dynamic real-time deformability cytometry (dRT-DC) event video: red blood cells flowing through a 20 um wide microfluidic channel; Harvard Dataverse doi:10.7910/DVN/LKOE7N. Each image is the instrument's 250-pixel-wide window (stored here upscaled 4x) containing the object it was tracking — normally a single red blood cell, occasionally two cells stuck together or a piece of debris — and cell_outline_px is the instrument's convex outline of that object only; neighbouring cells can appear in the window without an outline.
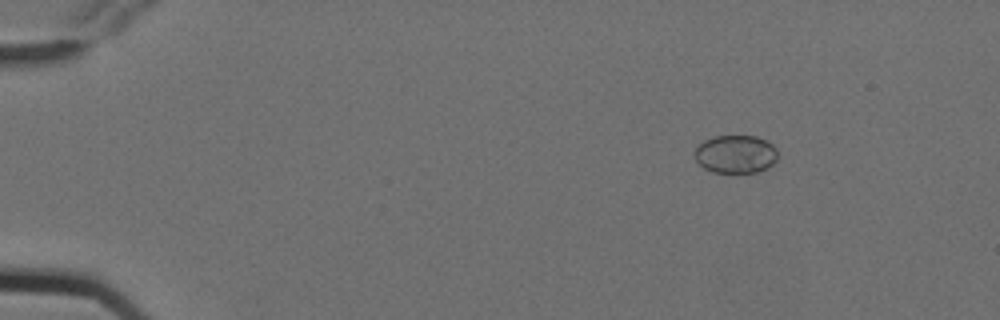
{"species": "Egyptian fruit bat (a non-hibernating species)", "species_latin": "Rousettus aegyptiacus", "temperature_condition": "cold", "stored_images_in_passage": 4, "camera_frame_rate_fps": 3000, "um_per_image_px": 0.085, "animal": {"sex": "female"}, "frame": {"image": 1, "passage_image": 1, "time_ms": 0.0, "image_size_px": [1000, 320], "cell_outline_px": [[776, 160], [768, 168], [756, 172], [712, 172], [704, 168], [696, 160], [696, 148], [704, 140], [716, 136], [756, 136], [772, 144], [776, 148]], "centroid_in_image_um": [62.54, 13.1], "position_along_channel_um": 22.5, "area_um2": 18.21}}
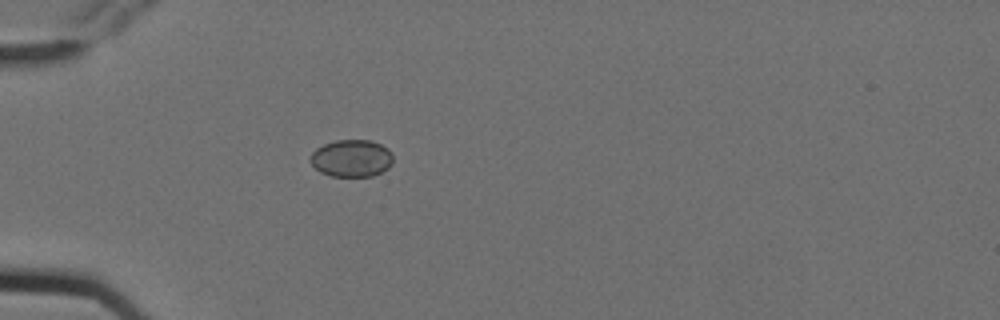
{"frame": {"image": 2, "passage_image": 4, "time_ms": 1.0, "image_size_px": [1000, 320], "cell_outline_px": [[392, 164], [388, 168], [372, 176], [332, 176], [320, 172], [312, 164], [312, 152], [316, 148], [324, 144], [336, 140], [372, 140], [388, 148], [392, 152]], "centroid_in_image_um": [29.91, 13.44], "position_along_channel_um": 55.1, "area_um2": 17.86}}